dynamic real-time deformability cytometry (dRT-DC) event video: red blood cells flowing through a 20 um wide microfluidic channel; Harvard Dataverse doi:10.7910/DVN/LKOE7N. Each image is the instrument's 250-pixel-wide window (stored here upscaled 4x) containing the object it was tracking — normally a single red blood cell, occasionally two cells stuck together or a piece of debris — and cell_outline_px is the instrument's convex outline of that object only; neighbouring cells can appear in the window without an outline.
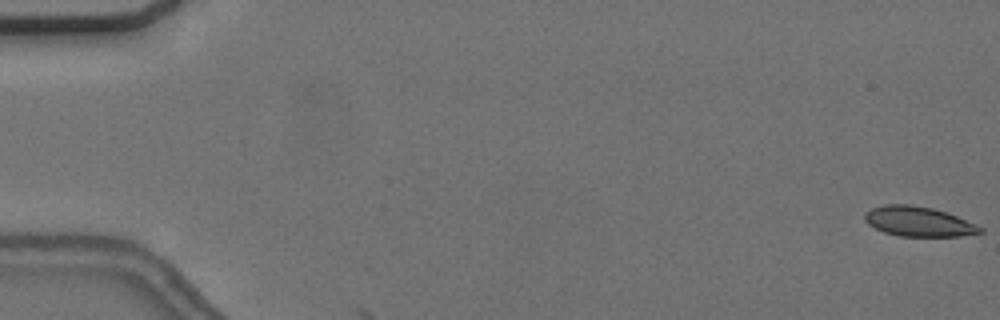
{"species": "common noctule bat (a hibernating species)", "species_latin": "Nyctalus noctula", "temperature_condition": "cold", "stored_images_in_passage": 3, "camera_frame_rate_fps": 3000, "um_per_image_px": 0.085, "animal": {"sex": "female", "body_mass_g": 24.6, "forearm_length_mm": 56.2}, "frame": {"image": 1, "passage_image": 1, "time_ms": 0.0, "image_size_px": [1000, 320], "cell_outline_px": [[984, 232], [960, 236], [900, 236], [884, 232], [868, 224], [864, 220], [864, 212], [872, 208], [884, 204], [912, 204], [932, 208], [948, 212], [976, 224], [984, 228]], "centroid_in_image_um": [78.08, 18.82], "position_along_channel_um": 6.9, "area_um2": 20.23}}